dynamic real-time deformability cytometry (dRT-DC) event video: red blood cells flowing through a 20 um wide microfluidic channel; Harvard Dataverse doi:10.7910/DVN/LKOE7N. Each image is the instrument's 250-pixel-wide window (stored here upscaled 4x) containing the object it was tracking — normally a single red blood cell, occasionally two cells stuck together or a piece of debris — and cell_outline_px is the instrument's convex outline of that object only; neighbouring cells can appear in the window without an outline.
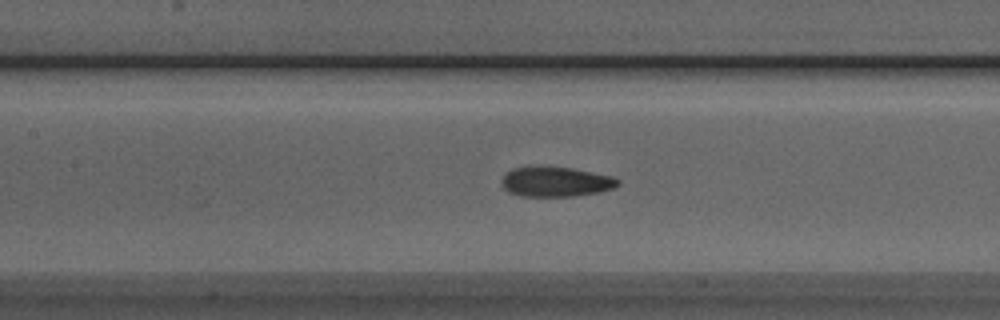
{"species": "Egyptian fruit bat (a non-hibernating species)", "species_latin": "Rousettus aegyptiacus", "temperature_condition": "room temperature", "stored_images_in_passage": 35, "camera_frame_rate_fps": 3000, "um_per_image_px": 0.085, "animal": {"sex": "male"}, "frame": {"image": 1, "passage_image": 11, "time_ms": 3.333, "image_size_px": [1000, 320], "cell_outline_px": [[620, 184], [612, 188], [596, 192], [572, 196], [520, 196], [508, 192], [504, 188], [500, 180], [512, 168], [572, 168], [612, 176], [620, 180]], "centroid_in_image_um": [47.24, 15.47], "position_along_channel_um": 160.2, "area_um2": 19.71}}
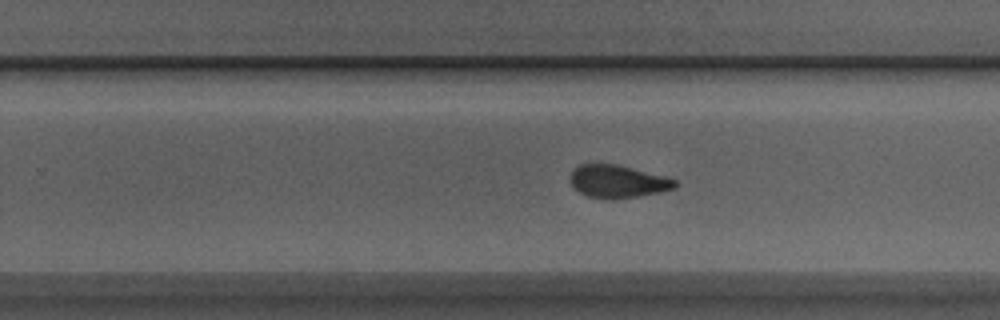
{"frame": {"image": 2, "passage_image": 20, "time_ms": 6.333, "image_size_px": [1000, 320], "cell_outline_px": [[680, 184], [676, 188], [660, 192], [612, 200], [588, 196], [572, 188], [568, 180], [568, 176], [572, 168], [580, 164], [616, 164], [676, 180]], "centroid_in_image_um": [52.43, 15.43], "position_along_channel_um": 277.4, "area_um2": 20.11}}
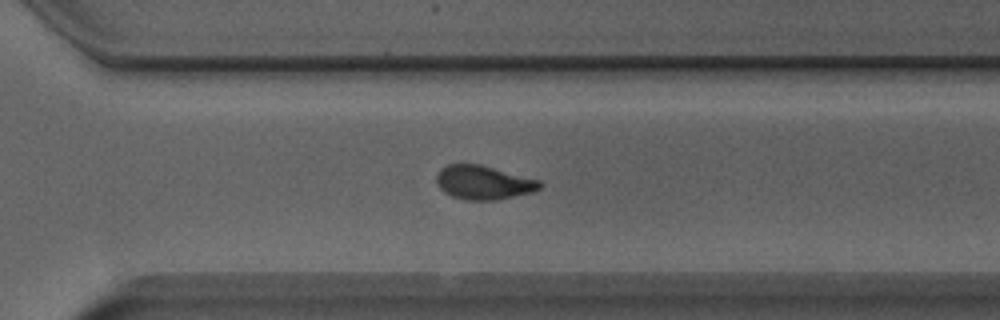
{"frame": {"image": 3, "passage_image": 24, "time_ms": 7.667, "image_size_px": [1000, 320], "cell_outline_px": [[544, 184], [540, 188], [532, 192], [496, 200], [464, 200], [452, 196], [444, 192], [440, 188], [436, 180], [436, 176], [440, 168], [448, 164], [480, 164], [540, 180]], "centroid_in_image_um": [41.09, 15.51], "position_along_channel_um": 329.5, "area_um2": 20.46}, "authors_computed_cell_mechanics": {"area_um2": 20.2878, "velocity_mm_per_s": 3.917, "shape_relaxation_time_tau1_ms": 5.9297, "shape_relaxation_time_tau2_ms": 2.058, "deformation_change_tau1": 0.1628, "deformation_change_tau2": 0.0631}}